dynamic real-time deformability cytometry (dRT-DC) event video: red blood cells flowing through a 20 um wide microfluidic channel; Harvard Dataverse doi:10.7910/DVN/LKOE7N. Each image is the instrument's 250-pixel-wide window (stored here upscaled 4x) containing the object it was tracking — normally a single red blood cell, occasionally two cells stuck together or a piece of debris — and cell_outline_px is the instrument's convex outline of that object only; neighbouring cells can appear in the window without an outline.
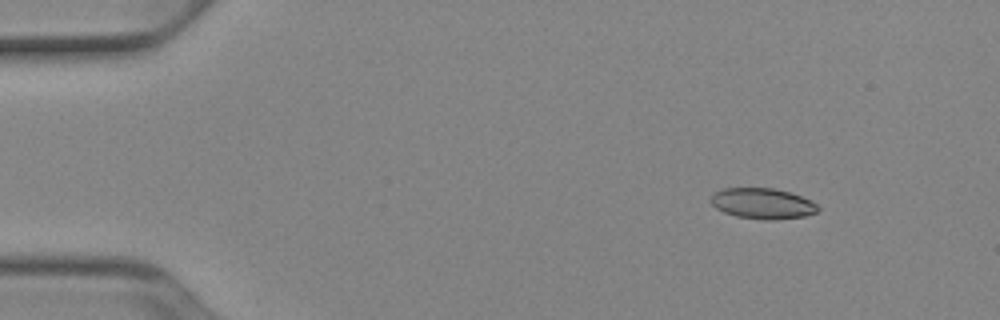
{"species": "Egyptian fruit bat (a non-hibernating species)", "species_latin": "Rousettus aegyptiacus", "temperature_condition": "cold", "stored_images_in_passage": 47, "camera_frame_rate_fps": 3000, "um_per_image_px": 0.085, "animal": {"sex": "female"}, "frame": {"image": 1, "passage_image": 1, "time_ms": 0.0, "image_size_px": [1000, 320], "cell_outline_px": [[820, 208], [816, 212], [804, 216], [776, 220], [764, 220], [736, 216], [724, 212], [716, 208], [708, 200], [712, 192], [724, 188], [772, 188], [788, 192], [812, 200]], "centroid_in_image_um": [64.78, 17.3], "position_along_channel_um": 20.2, "area_um2": 19.31}}
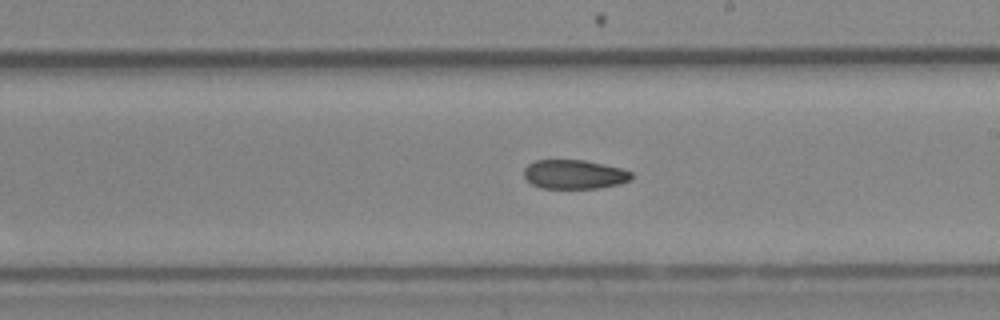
{"frame": {"image": 2, "passage_image": 25, "time_ms": 8.0, "image_size_px": [1000, 320], "cell_outline_px": [[632, 180], [620, 184], [596, 188], [540, 188], [532, 184], [524, 176], [524, 168], [528, 164], [536, 160], [584, 160], [604, 164], [620, 168], [632, 172]], "centroid_in_image_um": [48.82, 14.82], "position_along_channel_um": 240.2, "area_um2": 18.26}}
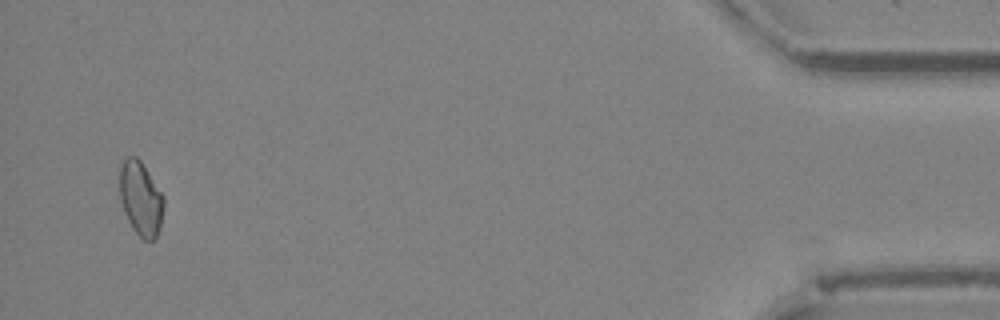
{"frame": {"image": 3, "passage_image": 45, "time_ms": 14.667, "image_size_px": [1000, 320], "cell_outline_px": [[164, 204], [160, 228], [156, 236], [152, 240], [144, 240], [132, 228], [124, 212], [120, 200], [120, 164], [128, 156], [136, 156], [140, 160], [164, 196]], "centroid_in_image_um": [11.96, 16.87], "position_along_channel_um": 423.2, "area_um2": 18.96}}